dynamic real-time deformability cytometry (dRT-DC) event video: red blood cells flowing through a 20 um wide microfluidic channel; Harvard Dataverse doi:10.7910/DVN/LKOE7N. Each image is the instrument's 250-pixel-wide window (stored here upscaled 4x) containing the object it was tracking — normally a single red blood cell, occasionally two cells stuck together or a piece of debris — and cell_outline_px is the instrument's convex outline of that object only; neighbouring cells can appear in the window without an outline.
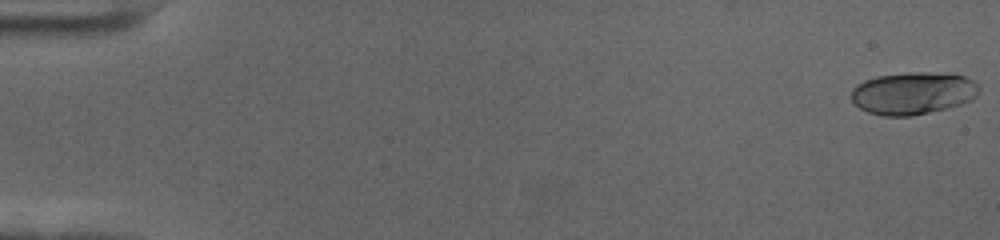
{"species": "human", "species_latin": "Homo sapiens", "temperature_condition": "cold", "stored_images_in_passage": 58, "camera_frame_rate_fps": 3000, "um_per_image_px": 0.085, "donor": {"sex": "female"}, "frame": {"image": 1, "passage_image": 1, "time_ms": 0.0, "image_size_px": [1000, 240], "cell_outline_px": [[980, 92], [972, 100], [948, 108], [912, 116], [880, 116], [868, 112], [860, 108], [852, 100], [852, 88], [856, 84], [864, 80], [876, 76], [908, 72], [924, 72], [964, 76], [972, 80], [980, 88]], "centroid_in_image_um": [77.59, 7.93], "position_along_channel_um": 7.4, "area_um2": 31.62}}
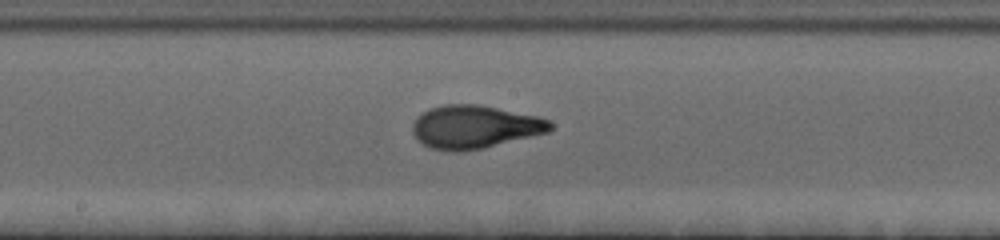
{"frame": {"image": 2, "passage_image": 32, "time_ms": 10.333, "image_size_px": [1000, 240], "cell_outline_px": [[552, 128], [548, 132], [484, 148], [456, 152], [448, 152], [428, 148], [412, 132], [412, 124], [428, 108], [444, 104], [480, 104], [540, 116], [548, 120], [552, 124]], "centroid_in_image_um": [40.36, 10.78], "position_along_channel_um": 207.8, "area_um2": 34.74}}
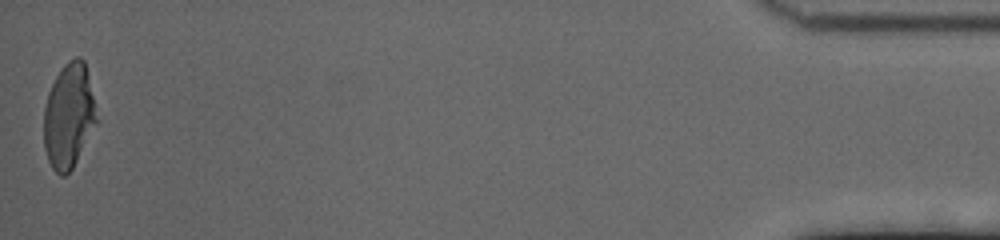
{"frame": {"image": 3, "passage_image": 58, "time_ms": 19.0, "image_size_px": [1000, 240], "cell_outline_px": [[100, 120], [72, 168], [64, 176], [60, 176], [52, 168], [48, 160], [44, 148], [44, 108], [48, 92], [56, 76], [64, 64], [68, 60], [76, 56], [80, 56], [84, 60]], "centroid_in_image_um": [5.87, 9.85], "position_along_channel_um": 429.3, "area_um2": 32.66}, "authors_computed_cell_mechanics": {"area_um2": 32.368, "velocity_mm_per_s": 3.5466, "shape_relaxation_time_tau1_ms": 3.9504, "shape_relaxation_time_tau2_ms": 0.9614, "deformation_change_tau1": 0.1958, "deformation_change_tau2": 0.0695}}